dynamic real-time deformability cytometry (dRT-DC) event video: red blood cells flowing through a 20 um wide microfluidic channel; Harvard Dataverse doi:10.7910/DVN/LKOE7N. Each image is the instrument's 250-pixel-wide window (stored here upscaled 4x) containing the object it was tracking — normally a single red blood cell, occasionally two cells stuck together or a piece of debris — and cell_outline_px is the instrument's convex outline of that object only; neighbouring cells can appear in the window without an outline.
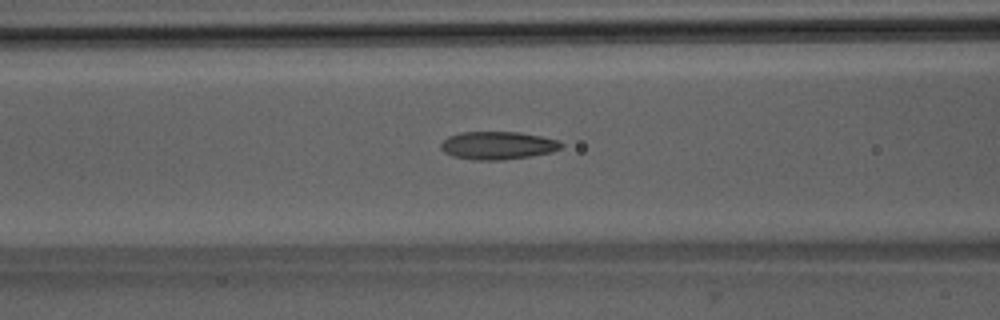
{"species": "Egyptian fruit bat (a non-hibernating species)", "species_latin": "Rousettus aegyptiacus", "temperature_condition": "room temperature", "stored_images_in_passage": 52, "camera_frame_rate_fps": 3000, "um_per_image_px": 0.085, "animal": {"sex": "male"}, "frame": {"image": 1, "passage_image": 22, "time_ms": 7.0, "image_size_px": [1000, 320], "cell_outline_px": [[564, 144], [560, 148], [552, 152], [532, 156], [500, 160], [472, 160], [452, 156], [444, 152], [440, 148], [440, 144], [448, 136], [460, 132], [520, 132], [540, 136], [556, 140]], "centroid_in_image_um": [42.28, 12.37], "position_along_channel_um": 124.3, "area_um2": 19.65}}
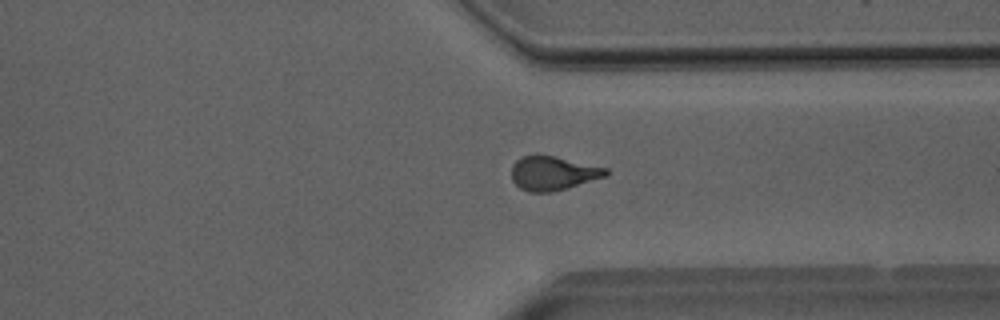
{"frame": {"image": 2, "passage_image": 40, "time_ms": 13.0, "image_size_px": [1000, 320], "cell_outline_px": [[608, 176], [552, 192], [528, 192], [520, 188], [512, 180], [512, 164], [520, 156], [536, 152], [556, 156], [608, 168]], "centroid_in_image_um": [46.98, 14.68], "position_along_channel_um": 364.4, "area_um2": 19.19}}
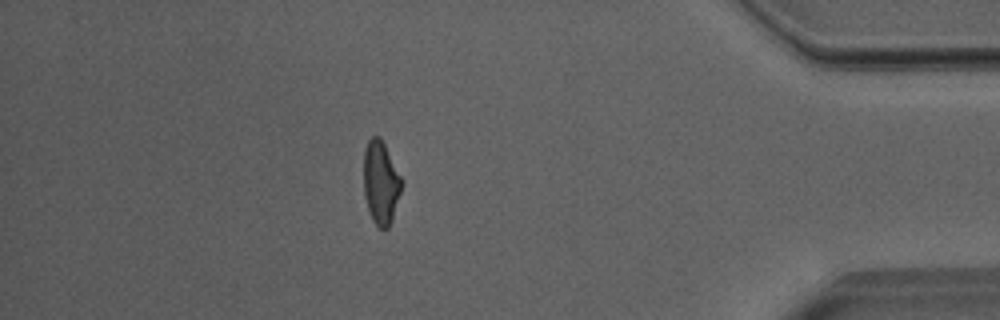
{"frame": {"image": 3, "passage_image": 46, "time_ms": 15.0, "image_size_px": [1000, 320], "cell_outline_px": [[404, 184], [392, 220], [388, 228], [384, 232], [372, 220], [364, 196], [364, 148], [368, 140], [372, 136], [380, 136], [404, 180]], "centroid_in_image_um": [32.39, 15.53], "position_along_channel_um": 402.8, "area_um2": 18.84}, "authors_computed_cell_mechanics": {"area_um2": 19.2474, "velocity_mm_per_s": 4.0049, "shape_relaxation_time_tau1_ms": 10.1146, "shape_relaxation_time_tau2_ms": 1.6943, "deformation_change_tau1": 0.2675, "deformation_change_tau2": 0.095}}